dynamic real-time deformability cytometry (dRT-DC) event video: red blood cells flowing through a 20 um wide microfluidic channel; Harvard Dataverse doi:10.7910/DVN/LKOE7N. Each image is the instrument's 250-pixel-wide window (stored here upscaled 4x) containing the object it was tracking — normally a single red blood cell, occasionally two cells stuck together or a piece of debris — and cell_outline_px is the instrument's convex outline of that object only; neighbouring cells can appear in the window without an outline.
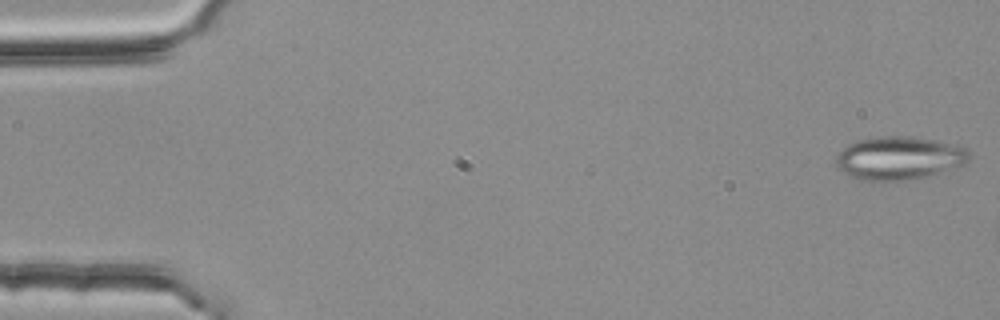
{"species": "common noctule bat (a hibernating species)", "species_latin": "Nyctalus noctula", "temperature_condition": "room temperature", "stored_images_in_passage": 10, "camera_frame_rate_fps": 3000, "um_per_image_px": 0.085, "animal": {"sex": "female", "body_mass_g": 25.1}, "frame": {"image": 1, "passage_image": 1, "time_ms": 0.0, "image_size_px": [1000, 320], "cell_outline_px": [[972, 156], [964, 164], [924, 176], [908, 180], [884, 184], [864, 180], [852, 176], [844, 172], [836, 164], [836, 152], [848, 144], [856, 140], [888, 136], [900, 136], [936, 140], [968, 148]], "centroid_in_image_um": [76.39, 13.46], "position_along_channel_um": 8.6, "area_um2": 33.7}}